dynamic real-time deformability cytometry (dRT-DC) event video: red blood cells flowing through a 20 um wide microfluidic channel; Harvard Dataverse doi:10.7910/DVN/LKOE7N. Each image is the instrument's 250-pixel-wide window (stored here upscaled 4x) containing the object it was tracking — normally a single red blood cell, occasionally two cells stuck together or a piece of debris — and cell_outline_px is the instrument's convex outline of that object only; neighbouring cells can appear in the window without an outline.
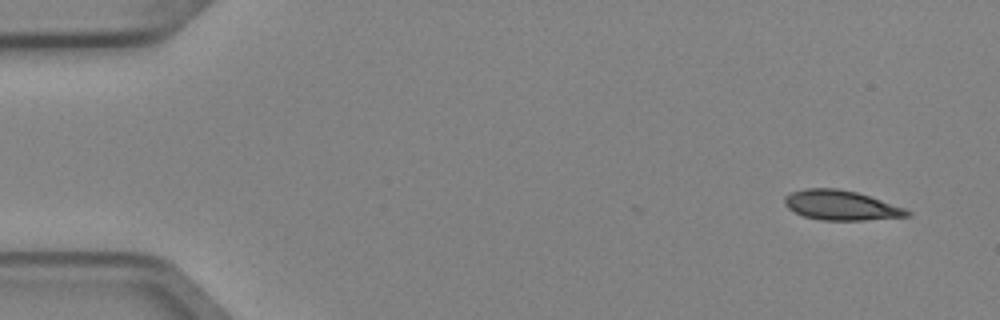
{"species": "Egyptian fruit bat (a non-hibernating species)", "species_latin": "Rousettus aegyptiacus", "temperature_condition": "cold", "stored_images_in_passage": 4, "camera_frame_rate_fps": 3000, "um_per_image_px": 0.085, "animal": {"sex": "female"}, "frame": {"image": 1, "passage_image": 1, "time_ms": 0.0, "image_size_px": [1000, 320], "cell_outline_px": [[912, 216], [864, 220], [820, 220], [804, 216], [788, 208], [784, 204], [784, 196], [792, 192], [808, 188], [836, 188], [856, 192], [904, 208], [912, 212]], "centroid_in_image_um": [71.48, 17.45], "position_along_channel_um": 13.5, "area_um2": 21.04}}
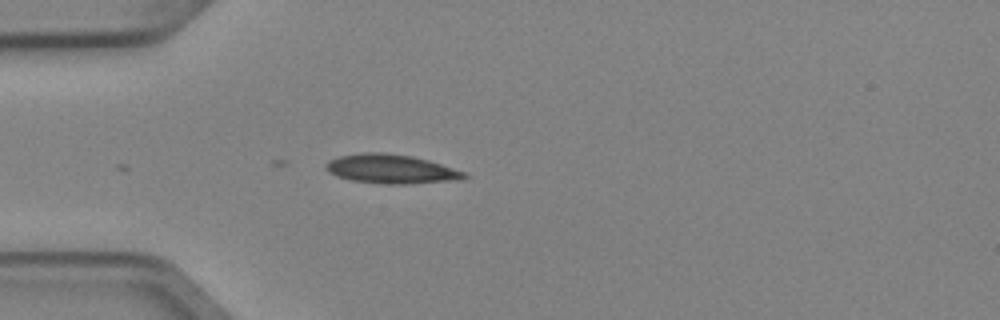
{"frame": {"image": 2, "passage_image": 4, "time_ms": 1.0, "image_size_px": [1000, 320], "cell_outline_px": [[468, 176], [464, 180], [408, 184], [388, 184], [352, 180], [336, 176], [328, 172], [324, 168], [324, 164], [328, 160], [340, 156], [364, 152], [384, 152], [412, 156], [428, 160], [464, 172]], "centroid_in_image_um": [33.23, 14.36], "position_along_channel_um": 51.8, "area_um2": 23.58}}